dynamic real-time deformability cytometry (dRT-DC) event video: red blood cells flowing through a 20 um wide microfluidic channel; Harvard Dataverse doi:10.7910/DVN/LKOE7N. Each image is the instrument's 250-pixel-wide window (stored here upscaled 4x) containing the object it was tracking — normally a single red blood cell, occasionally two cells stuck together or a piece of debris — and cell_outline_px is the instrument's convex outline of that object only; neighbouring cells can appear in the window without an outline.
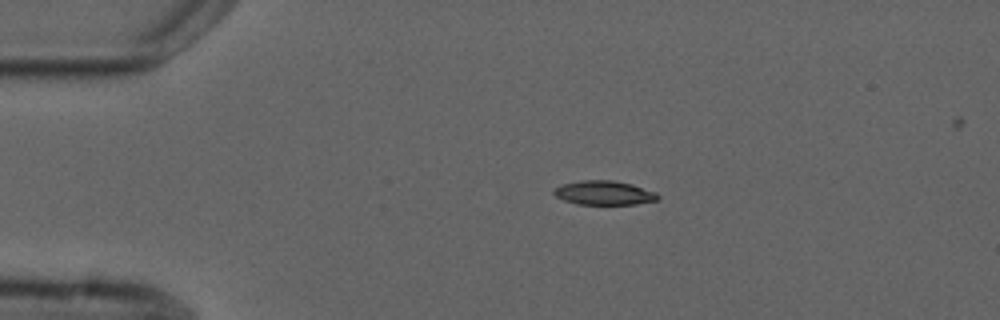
{"species": "common noctule bat (a hibernating species)", "species_latin": "Nyctalus noctula", "temperature_condition": "cold", "stored_images_in_passage": 3, "camera_frame_rate_fps": 3000, "um_per_image_px": 0.085, "animal": {"sex": "male", "forearm_length_mm": 52.5}, "frame": {"image": 1, "passage_image": 2, "time_ms": 1.0, "image_size_px": [1000, 320], "cell_outline_px": [[660, 200], [636, 204], [576, 204], [564, 200], [556, 196], [552, 192], [560, 184], [580, 180], [612, 180], [632, 184], [656, 192], [660, 196]], "centroid_in_image_um": [51.36, 16.39], "position_along_channel_um": 33.6, "area_um2": 14.74}}